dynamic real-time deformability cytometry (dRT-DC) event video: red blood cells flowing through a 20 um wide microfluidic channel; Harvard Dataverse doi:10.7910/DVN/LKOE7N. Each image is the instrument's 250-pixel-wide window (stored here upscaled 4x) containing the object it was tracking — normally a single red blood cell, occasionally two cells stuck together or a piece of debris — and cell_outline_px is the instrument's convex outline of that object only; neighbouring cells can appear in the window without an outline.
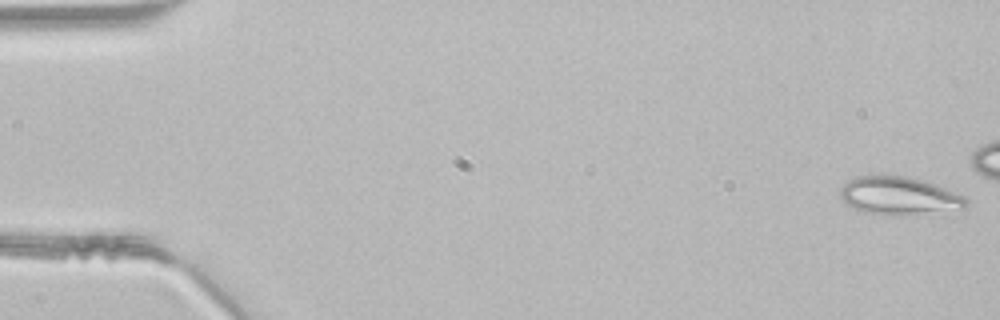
{"species": "common noctule bat (a hibernating species)", "species_latin": "Nyctalus noctula", "temperature_condition": "room temperature", "stored_images_in_passage": 15, "camera_frame_rate_fps": 3000, "um_per_image_px": 0.085, "animal": {"sex": "male", "body_mass_g": 21.5, "forearm_length_mm": 52.0}, "frame": {"image": 1, "passage_image": 1, "time_ms": 0.0, "image_size_px": [1000, 320], "cell_outline_px": [[968, 204], [964, 208], [908, 216], [896, 216], [864, 212], [852, 208], [844, 204], [840, 196], [840, 188], [848, 180], [856, 176], [908, 176], [936, 184], [964, 196], [968, 200]], "centroid_in_image_um": [76.4, 16.66], "position_along_channel_um": 8.6, "area_um2": 28.21}}